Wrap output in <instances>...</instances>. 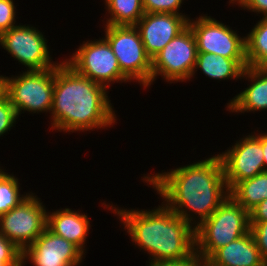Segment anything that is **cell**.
Wrapping results in <instances>:
<instances>
[{
    "instance_id": "cell-33",
    "label": "cell",
    "mask_w": 267,
    "mask_h": 266,
    "mask_svg": "<svg viewBox=\"0 0 267 266\" xmlns=\"http://www.w3.org/2000/svg\"><path fill=\"white\" fill-rule=\"evenodd\" d=\"M5 77L6 76H0V98L5 95Z\"/></svg>"
},
{
    "instance_id": "cell-13",
    "label": "cell",
    "mask_w": 267,
    "mask_h": 266,
    "mask_svg": "<svg viewBox=\"0 0 267 266\" xmlns=\"http://www.w3.org/2000/svg\"><path fill=\"white\" fill-rule=\"evenodd\" d=\"M84 255L76 245L46 227L22 252V265L30 260L34 266H77L83 261Z\"/></svg>"
},
{
    "instance_id": "cell-31",
    "label": "cell",
    "mask_w": 267,
    "mask_h": 266,
    "mask_svg": "<svg viewBox=\"0 0 267 266\" xmlns=\"http://www.w3.org/2000/svg\"><path fill=\"white\" fill-rule=\"evenodd\" d=\"M262 150L264 157V171H267V133H262Z\"/></svg>"
},
{
    "instance_id": "cell-15",
    "label": "cell",
    "mask_w": 267,
    "mask_h": 266,
    "mask_svg": "<svg viewBox=\"0 0 267 266\" xmlns=\"http://www.w3.org/2000/svg\"><path fill=\"white\" fill-rule=\"evenodd\" d=\"M243 78L251 83L228 102L227 110H231L230 113L267 110V69L247 67L243 71Z\"/></svg>"
},
{
    "instance_id": "cell-7",
    "label": "cell",
    "mask_w": 267,
    "mask_h": 266,
    "mask_svg": "<svg viewBox=\"0 0 267 266\" xmlns=\"http://www.w3.org/2000/svg\"><path fill=\"white\" fill-rule=\"evenodd\" d=\"M70 57L64 61L78 74L107 89L110 87V83L131 82L121 71L118 60L105 38L84 41Z\"/></svg>"
},
{
    "instance_id": "cell-34",
    "label": "cell",
    "mask_w": 267,
    "mask_h": 266,
    "mask_svg": "<svg viewBox=\"0 0 267 266\" xmlns=\"http://www.w3.org/2000/svg\"><path fill=\"white\" fill-rule=\"evenodd\" d=\"M237 0H229V4H234Z\"/></svg>"
},
{
    "instance_id": "cell-3",
    "label": "cell",
    "mask_w": 267,
    "mask_h": 266,
    "mask_svg": "<svg viewBox=\"0 0 267 266\" xmlns=\"http://www.w3.org/2000/svg\"><path fill=\"white\" fill-rule=\"evenodd\" d=\"M119 217L131 241L147 251L151 260L183 261L195 252V228L164 203L152 210L119 209L102 203ZM152 257V258H151Z\"/></svg>"
},
{
    "instance_id": "cell-12",
    "label": "cell",
    "mask_w": 267,
    "mask_h": 266,
    "mask_svg": "<svg viewBox=\"0 0 267 266\" xmlns=\"http://www.w3.org/2000/svg\"><path fill=\"white\" fill-rule=\"evenodd\" d=\"M253 133L237 140L232 148L219 154L229 190L236 183L264 172L262 133Z\"/></svg>"
},
{
    "instance_id": "cell-9",
    "label": "cell",
    "mask_w": 267,
    "mask_h": 266,
    "mask_svg": "<svg viewBox=\"0 0 267 266\" xmlns=\"http://www.w3.org/2000/svg\"><path fill=\"white\" fill-rule=\"evenodd\" d=\"M197 55L196 39L191 28L187 26L152 59L151 84L159 75L165 82L189 81L192 78Z\"/></svg>"
},
{
    "instance_id": "cell-2",
    "label": "cell",
    "mask_w": 267,
    "mask_h": 266,
    "mask_svg": "<svg viewBox=\"0 0 267 266\" xmlns=\"http://www.w3.org/2000/svg\"><path fill=\"white\" fill-rule=\"evenodd\" d=\"M108 89L78 74L65 61L55 67L51 130L89 131L114 125L116 114Z\"/></svg>"
},
{
    "instance_id": "cell-20",
    "label": "cell",
    "mask_w": 267,
    "mask_h": 266,
    "mask_svg": "<svg viewBox=\"0 0 267 266\" xmlns=\"http://www.w3.org/2000/svg\"><path fill=\"white\" fill-rule=\"evenodd\" d=\"M248 67L267 69V17H262L245 36Z\"/></svg>"
},
{
    "instance_id": "cell-17",
    "label": "cell",
    "mask_w": 267,
    "mask_h": 266,
    "mask_svg": "<svg viewBox=\"0 0 267 266\" xmlns=\"http://www.w3.org/2000/svg\"><path fill=\"white\" fill-rule=\"evenodd\" d=\"M209 259L218 266H260L264 262L250 231L217 249Z\"/></svg>"
},
{
    "instance_id": "cell-10",
    "label": "cell",
    "mask_w": 267,
    "mask_h": 266,
    "mask_svg": "<svg viewBox=\"0 0 267 266\" xmlns=\"http://www.w3.org/2000/svg\"><path fill=\"white\" fill-rule=\"evenodd\" d=\"M44 36L32 25L19 24L0 34V45L28 71L47 70L59 63L51 61L49 46Z\"/></svg>"
},
{
    "instance_id": "cell-21",
    "label": "cell",
    "mask_w": 267,
    "mask_h": 266,
    "mask_svg": "<svg viewBox=\"0 0 267 266\" xmlns=\"http://www.w3.org/2000/svg\"><path fill=\"white\" fill-rule=\"evenodd\" d=\"M106 25L134 26L144 15L142 0H105Z\"/></svg>"
},
{
    "instance_id": "cell-23",
    "label": "cell",
    "mask_w": 267,
    "mask_h": 266,
    "mask_svg": "<svg viewBox=\"0 0 267 266\" xmlns=\"http://www.w3.org/2000/svg\"><path fill=\"white\" fill-rule=\"evenodd\" d=\"M0 266H22V251L0 234Z\"/></svg>"
},
{
    "instance_id": "cell-32",
    "label": "cell",
    "mask_w": 267,
    "mask_h": 266,
    "mask_svg": "<svg viewBox=\"0 0 267 266\" xmlns=\"http://www.w3.org/2000/svg\"><path fill=\"white\" fill-rule=\"evenodd\" d=\"M197 266H218V265L214 264L209 258H204L197 254Z\"/></svg>"
},
{
    "instance_id": "cell-18",
    "label": "cell",
    "mask_w": 267,
    "mask_h": 266,
    "mask_svg": "<svg viewBox=\"0 0 267 266\" xmlns=\"http://www.w3.org/2000/svg\"><path fill=\"white\" fill-rule=\"evenodd\" d=\"M247 60H233L213 53L198 52L192 77L197 69L215 80L241 79L243 71L247 68Z\"/></svg>"
},
{
    "instance_id": "cell-14",
    "label": "cell",
    "mask_w": 267,
    "mask_h": 266,
    "mask_svg": "<svg viewBox=\"0 0 267 266\" xmlns=\"http://www.w3.org/2000/svg\"><path fill=\"white\" fill-rule=\"evenodd\" d=\"M189 19L185 14L144 13L134 26L140 34L146 54L153 59L188 26Z\"/></svg>"
},
{
    "instance_id": "cell-8",
    "label": "cell",
    "mask_w": 267,
    "mask_h": 266,
    "mask_svg": "<svg viewBox=\"0 0 267 266\" xmlns=\"http://www.w3.org/2000/svg\"><path fill=\"white\" fill-rule=\"evenodd\" d=\"M37 195L28 196L17 206L0 216V234L22 252L40 236L47 226V212Z\"/></svg>"
},
{
    "instance_id": "cell-29",
    "label": "cell",
    "mask_w": 267,
    "mask_h": 266,
    "mask_svg": "<svg viewBox=\"0 0 267 266\" xmlns=\"http://www.w3.org/2000/svg\"><path fill=\"white\" fill-rule=\"evenodd\" d=\"M147 266H197V254L195 253L190 258L178 261V260H150Z\"/></svg>"
},
{
    "instance_id": "cell-6",
    "label": "cell",
    "mask_w": 267,
    "mask_h": 266,
    "mask_svg": "<svg viewBox=\"0 0 267 266\" xmlns=\"http://www.w3.org/2000/svg\"><path fill=\"white\" fill-rule=\"evenodd\" d=\"M105 39L114 52L121 71L145 88L151 85L152 59L146 54L135 26L105 25Z\"/></svg>"
},
{
    "instance_id": "cell-28",
    "label": "cell",
    "mask_w": 267,
    "mask_h": 266,
    "mask_svg": "<svg viewBox=\"0 0 267 266\" xmlns=\"http://www.w3.org/2000/svg\"><path fill=\"white\" fill-rule=\"evenodd\" d=\"M243 9L251 10L254 13H259L267 17V0H237L235 4Z\"/></svg>"
},
{
    "instance_id": "cell-16",
    "label": "cell",
    "mask_w": 267,
    "mask_h": 266,
    "mask_svg": "<svg viewBox=\"0 0 267 266\" xmlns=\"http://www.w3.org/2000/svg\"><path fill=\"white\" fill-rule=\"evenodd\" d=\"M46 227L76 245L83 253L86 251L85 242L91 228L88 215L80 211L75 212L70 208H61L54 212H47Z\"/></svg>"
},
{
    "instance_id": "cell-5",
    "label": "cell",
    "mask_w": 267,
    "mask_h": 266,
    "mask_svg": "<svg viewBox=\"0 0 267 266\" xmlns=\"http://www.w3.org/2000/svg\"><path fill=\"white\" fill-rule=\"evenodd\" d=\"M54 77L55 67L47 70H27L15 77H5V95L14 106L18 117L25 111L51 112Z\"/></svg>"
},
{
    "instance_id": "cell-24",
    "label": "cell",
    "mask_w": 267,
    "mask_h": 266,
    "mask_svg": "<svg viewBox=\"0 0 267 266\" xmlns=\"http://www.w3.org/2000/svg\"><path fill=\"white\" fill-rule=\"evenodd\" d=\"M184 0H142L144 13H180Z\"/></svg>"
},
{
    "instance_id": "cell-1",
    "label": "cell",
    "mask_w": 267,
    "mask_h": 266,
    "mask_svg": "<svg viewBox=\"0 0 267 266\" xmlns=\"http://www.w3.org/2000/svg\"><path fill=\"white\" fill-rule=\"evenodd\" d=\"M141 180L152 185L164 205L193 228L207 220L229 197L219 154L170 172L144 175Z\"/></svg>"
},
{
    "instance_id": "cell-35",
    "label": "cell",
    "mask_w": 267,
    "mask_h": 266,
    "mask_svg": "<svg viewBox=\"0 0 267 266\" xmlns=\"http://www.w3.org/2000/svg\"><path fill=\"white\" fill-rule=\"evenodd\" d=\"M260 266H267V262H263Z\"/></svg>"
},
{
    "instance_id": "cell-19",
    "label": "cell",
    "mask_w": 267,
    "mask_h": 266,
    "mask_svg": "<svg viewBox=\"0 0 267 266\" xmlns=\"http://www.w3.org/2000/svg\"><path fill=\"white\" fill-rule=\"evenodd\" d=\"M229 195L250 212L261 201L267 199V171L236 183L229 190Z\"/></svg>"
},
{
    "instance_id": "cell-27",
    "label": "cell",
    "mask_w": 267,
    "mask_h": 266,
    "mask_svg": "<svg viewBox=\"0 0 267 266\" xmlns=\"http://www.w3.org/2000/svg\"><path fill=\"white\" fill-rule=\"evenodd\" d=\"M16 7L13 0H0V34L16 26Z\"/></svg>"
},
{
    "instance_id": "cell-25",
    "label": "cell",
    "mask_w": 267,
    "mask_h": 266,
    "mask_svg": "<svg viewBox=\"0 0 267 266\" xmlns=\"http://www.w3.org/2000/svg\"><path fill=\"white\" fill-rule=\"evenodd\" d=\"M18 119L14 106L6 95L0 98V137L14 127Z\"/></svg>"
},
{
    "instance_id": "cell-4",
    "label": "cell",
    "mask_w": 267,
    "mask_h": 266,
    "mask_svg": "<svg viewBox=\"0 0 267 266\" xmlns=\"http://www.w3.org/2000/svg\"><path fill=\"white\" fill-rule=\"evenodd\" d=\"M250 231V216L230 195L213 214L195 228V252L209 258Z\"/></svg>"
},
{
    "instance_id": "cell-11",
    "label": "cell",
    "mask_w": 267,
    "mask_h": 266,
    "mask_svg": "<svg viewBox=\"0 0 267 266\" xmlns=\"http://www.w3.org/2000/svg\"><path fill=\"white\" fill-rule=\"evenodd\" d=\"M195 19H189L188 26L196 39L198 52L213 53L233 60H247L245 36H238L228 25L207 14Z\"/></svg>"
},
{
    "instance_id": "cell-26",
    "label": "cell",
    "mask_w": 267,
    "mask_h": 266,
    "mask_svg": "<svg viewBox=\"0 0 267 266\" xmlns=\"http://www.w3.org/2000/svg\"><path fill=\"white\" fill-rule=\"evenodd\" d=\"M250 232L254 237L262 260L267 262V221H250Z\"/></svg>"
},
{
    "instance_id": "cell-30",
    "label": "cell",
    "mask_w": 267,
    "mask_h": 266,
    "mask_svg": "<svg viewBox=\"0 0 267 266\" xmlns=\"http://www.w3.org/2000/svg\"><path fill=\"white\" fill-rule=\"evenodd\" d=\"M250 221H267V199L261 201L249 212Z\"/></svg>"
},
{
    "instance_id": "cell-22",
    "label": "cell",
    "mask_w": 267,
    "mask_h": 266,
    "mask_svg": "<svg viewBox=\"0 0 267 266\" xmlns=\"http://www.w3.org/2000/svg\"><path fill=\"white\" fill-rule=\"evenodd\" d=\"M16 176L0 168V216L17 207L26 195L20 193V183Z\"/></svg>"
}]
</instances>
